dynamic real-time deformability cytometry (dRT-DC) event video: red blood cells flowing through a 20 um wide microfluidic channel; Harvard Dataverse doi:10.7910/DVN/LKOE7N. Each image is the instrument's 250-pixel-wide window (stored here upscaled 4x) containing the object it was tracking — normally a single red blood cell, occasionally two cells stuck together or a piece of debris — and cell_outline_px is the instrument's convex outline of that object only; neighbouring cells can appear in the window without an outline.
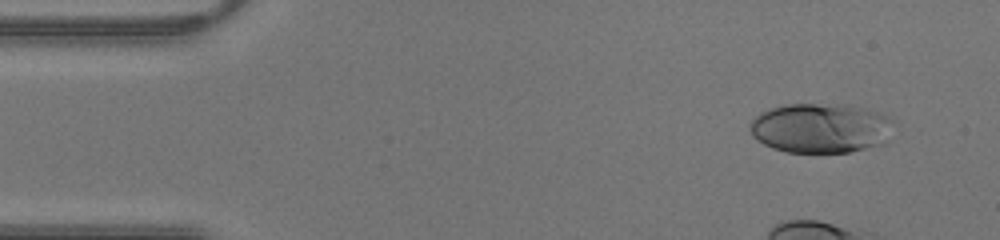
{"species": "human", "species_latin": "Homo sapiens", "temperature_condition": "warm", "stored_images_in_passage": 15, "camera_frame_rate_fps": 3000, "um_per_image_px": 0.085, "donor": {"sex": "male"}, "frame": {"image": 1, "passage_image": 3, "time_ms": 0.667, "image_size_px": [1000, 240], "cell_outline_px": [[888, 140], [884, 144], [848, 152], [784, 152], [772, 148], [764, 144], [752, 136], [748, 128], [748, 124], [760, 112], [784, 104], [848, 104], [876, 112], [884, 116], [888, 120]], "centroid_in_image_um": [69.66, 10.89], "position_along_channel_um": 15.3, "area_um2": 41.38}}